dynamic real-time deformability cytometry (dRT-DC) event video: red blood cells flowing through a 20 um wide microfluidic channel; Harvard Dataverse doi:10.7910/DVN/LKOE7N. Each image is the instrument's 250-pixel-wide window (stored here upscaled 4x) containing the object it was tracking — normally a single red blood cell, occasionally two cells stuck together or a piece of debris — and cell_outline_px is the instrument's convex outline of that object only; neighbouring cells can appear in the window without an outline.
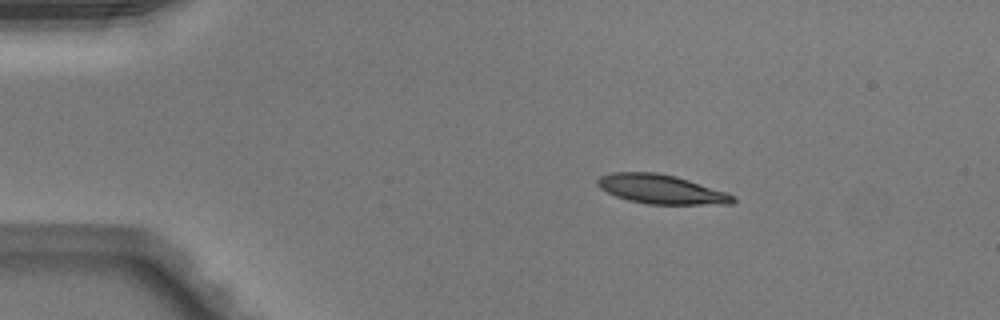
{"species": "Egyptian fruit bat (a non-hibernating species)", "species_latin": "Rousettus aegyptiacus", "temperature_condition": "warm", "stored_images_in_passage": 42, "camera_frame_rate_fps": 3000, "um_per_image_px": 0.085, "animal": {"sex": "male"}, "frame": {"image": 1, "passage_image": 1, "time_ms": 0.0, "image_size_px": [1000, 320], "cell_outline_px": [[736, 200], [732, 204], [648, 204], [628, 200], [616, 196], [600, 188], [596, 184], [596, 180], [600, 176], [612, 172], [656, 172], [676, 176], [736, 196]], "centroid_in_image_um": [56.17, 16.08], "position_along_channel_um": 28.8, "area_um2": 22.89}}
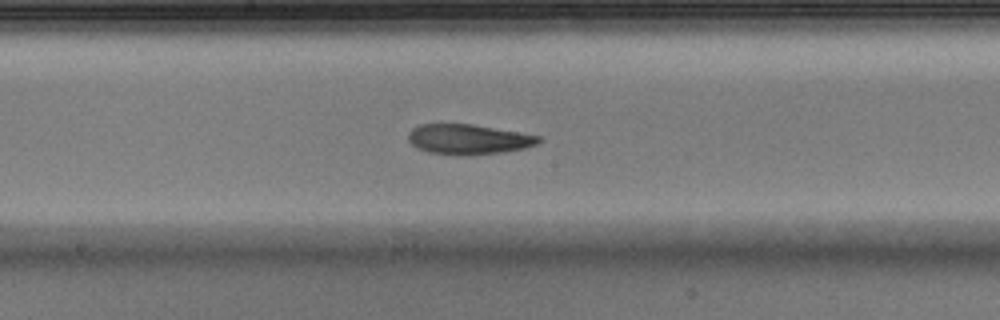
{"frame": {"image": 2, "passage_image": 19, "time_ms": 6.0, "image_size_px": [1000, 320], "cell_outline_px": [[544, 140], [536, 144], [524, 148], [504, 152], [464, 156], [456, 156], [428, 152], [416, 148], [408, 140], [408, 132], [412, 128], [420, 124], [472, 124], [520, 132], [540, 136]], "centroid_in_image_um": [39.8, 11.85], "position_along_channel_um": 208.4, "area_um2": 23.18}}
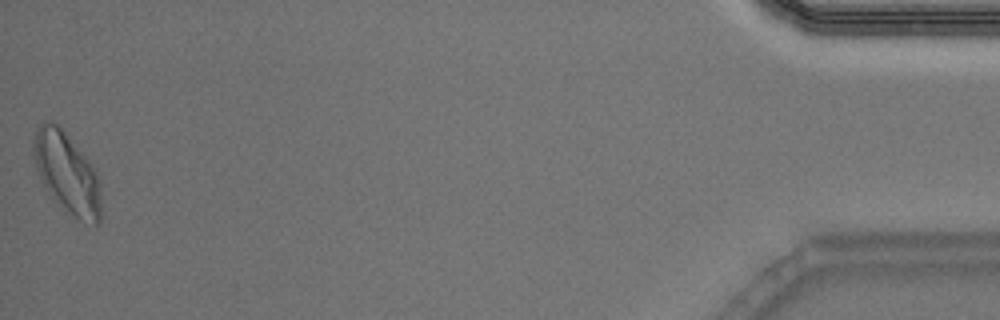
{"frame": {"image": 3, "passage_image": 42, "time_ms": 13.667, "image_size_px": [1000, 320], "cell_outline_px": [[100, 220], [96, 224], [92, 224], [68, 216], [56, 204], [48, 192], [36, 168], [32, 156], [32, 140], [36, 128], [44, 120], [52, 120], [64, 132], [96, 168], [100, 180]], "centroid_in_image_um": [5.67, 14.72], "position_along_channel_um": 429.5, "area_um2": 32.37}, "authors_computed_cell_mechanics": {"area_um2": 23.6113, "velocity_mm_per_s": 4.0622, "shape_relaxation_time_tau1_ms": 10.3464, "shape_relaxation_time_tau2_ms": 4.8944, "deformation_change_tau1": 0.2531, "deformation_change_tau2": 0.1211}}